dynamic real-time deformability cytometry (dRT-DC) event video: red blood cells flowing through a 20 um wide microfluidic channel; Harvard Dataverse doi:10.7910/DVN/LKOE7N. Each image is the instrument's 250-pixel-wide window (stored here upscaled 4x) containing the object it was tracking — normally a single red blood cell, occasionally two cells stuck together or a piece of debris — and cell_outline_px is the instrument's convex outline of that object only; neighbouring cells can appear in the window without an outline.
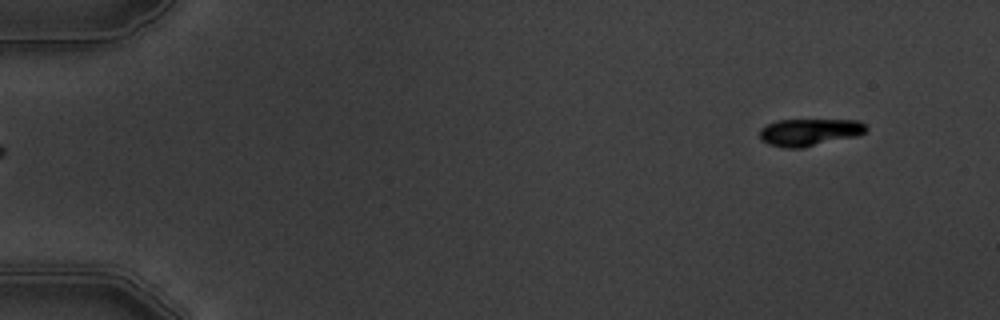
{"species": "common noctule bat (a hibernating species)", "species_latin": "Nyctalus noctula", "temperature_condition": "warm", "stored_images_in_passage": 3, "segment_of_instrument_passage": [2, 2], "camera_frame_rate_fps": 3000, "um_per_image_px": 0.085, "animal": {"sex": "male", "body_mass_g": 19.5, "forearm_length_mm": 54.6}, "frame": {"image": 1, "passage_image": 3, "time_ms": 2.0, "image_size_px": [1000, 320], "cell_outline_px": [[868, 128], [864, 132], [856, 136], [804, 148], [784, 148], [768, 144], [760, 140], [760, 128], [776, 120], [860, 120]], "centroid_in_image_um": [68.78, 11.24], "position_along_channel_um": 16.2, "area_um2": 16.99}}